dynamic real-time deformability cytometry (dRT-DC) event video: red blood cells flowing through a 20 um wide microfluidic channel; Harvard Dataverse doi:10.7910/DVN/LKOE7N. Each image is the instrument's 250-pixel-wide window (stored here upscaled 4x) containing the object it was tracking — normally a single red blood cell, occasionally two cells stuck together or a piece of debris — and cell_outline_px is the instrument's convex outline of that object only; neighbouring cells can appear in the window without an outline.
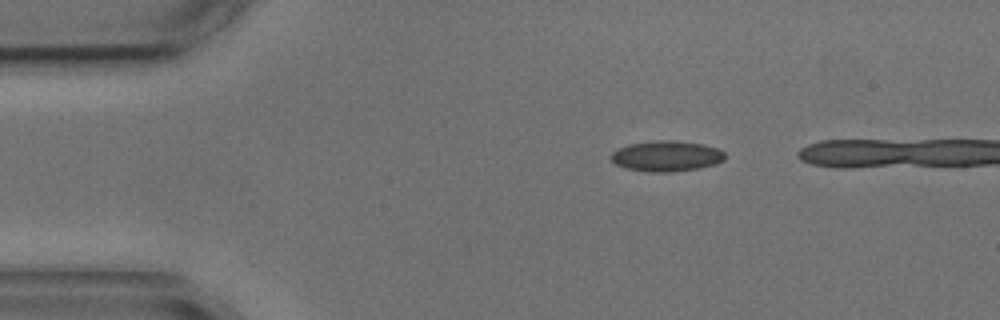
{"species": "common noctule bat (a hibernating species)", "species_latin": "Nyctalus noctula", "temperature_condition": "cold", "stored_images_in_passage": 3, "camera_frame_rate_fps": 3000, "um_per_image_px": 0.085, "animal": {"sex": "male", "body_mass_g": 17.9, "forearm_length_mm": 54.2}, "frame": {"image": 1, "passage_image": 1, "time_ms": 0.0, "image_size_px": [1000, 320], "cell_outline_px": [[724, 160], [700, 168], [676, 172], [652, 172], [624, 168], [616, 164], [612, 160], [612, 152], [628, 144], [656, 140], [672, 140], [704, 144], [716, 148], [724, 152]], "centroid_in_image_um": [56.65, 13.27], "position_along_channel_um": 28.4, "area_um2": 20.23}}